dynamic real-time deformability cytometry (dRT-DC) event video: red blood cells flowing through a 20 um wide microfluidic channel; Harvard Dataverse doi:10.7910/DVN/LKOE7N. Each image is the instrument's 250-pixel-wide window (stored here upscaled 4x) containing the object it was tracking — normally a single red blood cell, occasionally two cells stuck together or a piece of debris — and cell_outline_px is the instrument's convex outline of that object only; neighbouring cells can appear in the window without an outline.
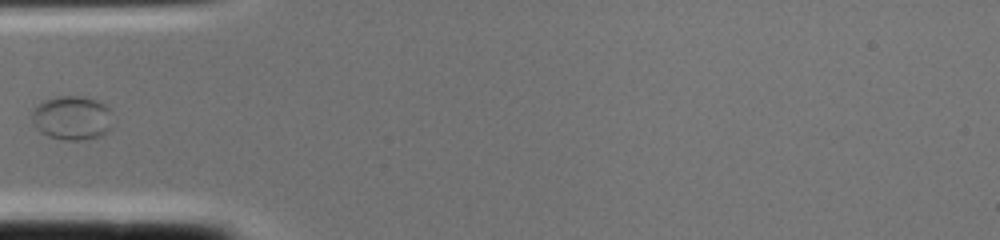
{"species": "common noctule bat (a hibernating species)", "species_latin": "Nyctalus noctula", "temperature_condition": "cold", "stored_images_in_passage": 1, "camera_frame_rate_fps": 3000, "um_per_image_px": 0.085, "animal": {"sex": "female", "body_mass_g": 22.0, "forearm_length_mm": 56.7}, "frame": {"image": 1, "passage_image": 1, "time_ms": 0.0, "image_size_px": [1000, 240], "cell_outline_px": [[108, 132], [100, 136], [80, 140], [64, 140], [48, 136], [40, 132], [32, 124], [32, 108], [44, 100], [60, 96], [80, 96], [96, 100], [104, 104], [108, 108]], "centroid_in_image_um": [6.03, 10.02], "position_along_channel_um": 79.0, "area_um2": 20.46}}